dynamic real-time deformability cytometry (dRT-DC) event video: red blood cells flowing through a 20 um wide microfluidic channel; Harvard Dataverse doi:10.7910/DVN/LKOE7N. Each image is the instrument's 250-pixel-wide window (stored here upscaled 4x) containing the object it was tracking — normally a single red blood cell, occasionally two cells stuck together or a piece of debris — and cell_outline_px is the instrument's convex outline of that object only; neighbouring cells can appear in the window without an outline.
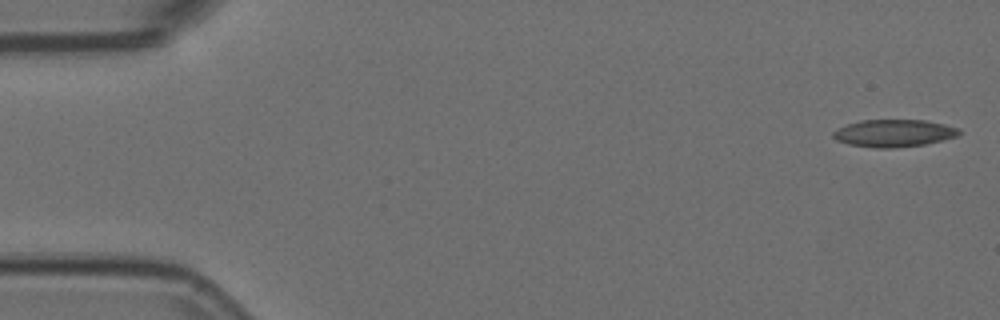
{"species": "Egyptian fruit bat (a non-hibernating species)", "species_latin": "Rousettus aegyptiacus", "temperature_condition": "room temperature", "stored_images_in_passage": 5, "camera_frame_rate_fps": 3000, "um_per_image_px": 0.085, "animal": {"sex": "female"}, "frame": {"image": 1, "passage_image": 1, "time_ms": 0.0, "image_size_px": [1000, 320], "cell_outline_px": [[960, 136], [924, 144], [896, 148], [876, 148], [848, 144], [836, 140], [832, 136], [832, 132], [848, 124], [860, 120], [924, 120], [944, 124], [960, 128]], "centroid_in_image_um": [76.0, 11.32], "position_along_channel_um": 9.0, "area_um2": 20.11}}
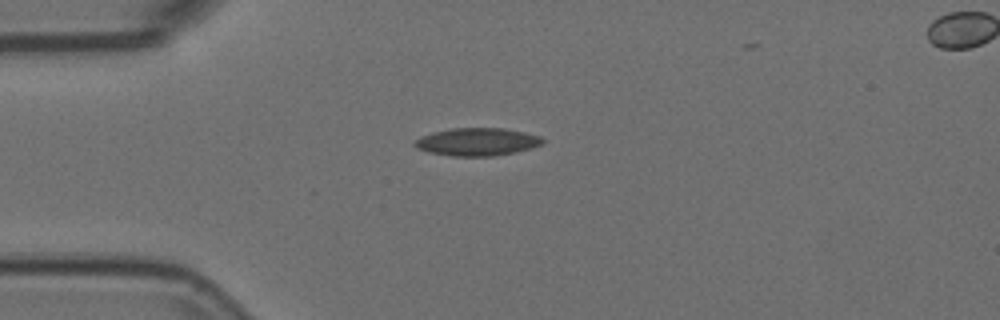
{"frame": {"image": 2, "passage_image": 4, "time_ms": 1.0, "image_size_px": [1000, 320], "cell_outline_px": [[544, 144], [532, 148], [516, 152], [492, 156], [452, 156], [428, 152], [416, 148], [412, 144], [420, 136], [432, 132], [452, 128], [504, 128], [524, 132], [540, 136], [544, 140]], "centroid_in_image_um": [40.55, 12.05], "position_along_channel_um": 44.4, "area_um2": 20.87}}